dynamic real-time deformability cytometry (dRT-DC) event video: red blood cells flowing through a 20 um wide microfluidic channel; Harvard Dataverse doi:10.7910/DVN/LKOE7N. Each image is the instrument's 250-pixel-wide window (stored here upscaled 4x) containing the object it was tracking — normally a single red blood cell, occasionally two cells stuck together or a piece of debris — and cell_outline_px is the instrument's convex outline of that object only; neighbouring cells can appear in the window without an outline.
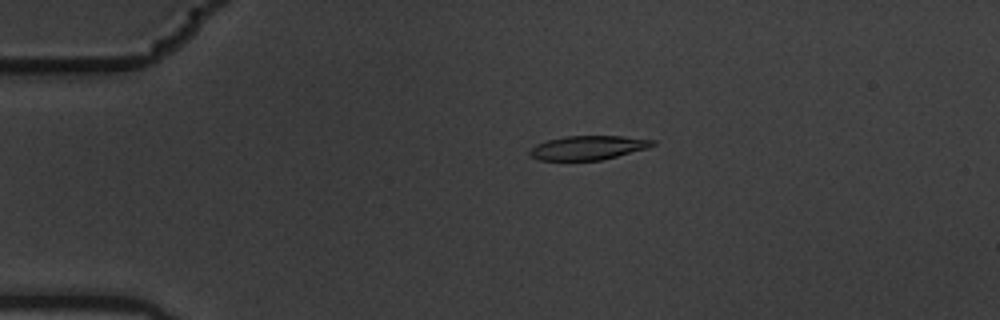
{"species": "common noctule bat (a hibernating species)", "species_latin": "Nyctalus noctula", "temperature_condition": "warm", "stored_images_in_passage": 9, "camera_frame_rate_fps": 3000, "um_per_image_px": 0.085, "animal": {"sex": "male", "body_mass_g": 19.5, "forearm_length_mm": 54.6}, "frame": {"image": 1, "passage_image": 4, "time_ms": 1.0, "image_size_px": [1000, 320], "cell_outline_px": [[656, 144], [648, 148], [600, 160], [540, 160], [532, 156], [528, 152], [536, 144], [548, 140], [564, 136], [624, 136], [656, 140]], "centroid_in_image_um": [50.01, 12.54], "position_along_channel_um": 35.0, "area_um2": 17.11}}
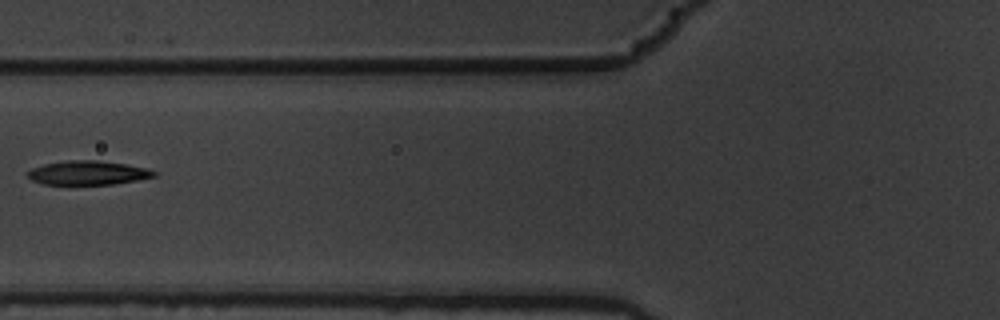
{"frame": {"image": 2, "passage_image": 7, "time_ms": 2.0, "image_size_px": [1000, 320], "cell_outline_px": [[156, 176], [136, 180], [112, 184], [44, 184], [32, 180], [28, 176], [28, 172], [32, 168], [44, 164], [68, 160], [96, 160], [124, 164], [148, 168], [156, 172]], "centroid_in_image_um": [7.48, 14.68], "position_along_channel_um": 118.3, "area_um2": 17.46}}
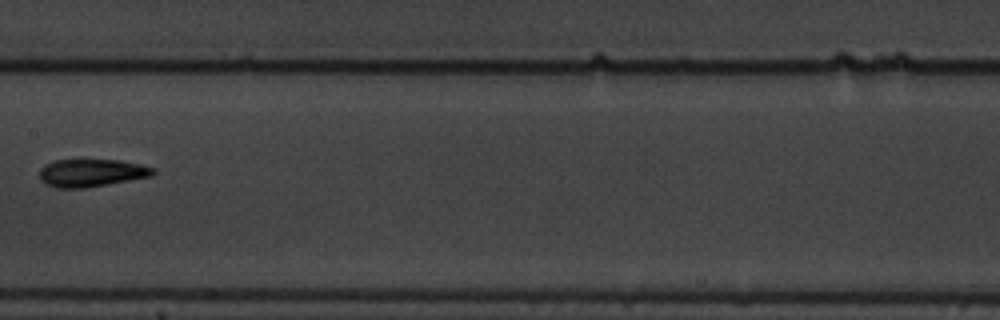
{"frame": {"image": 3, "passage_image": 9, "time_ms": 2.667, "image_size_px": [1000, 320], "cell_outline_px": [[156, 172], [152, 176], [84, 188], [56, 188], [44, 184], [40, 180], [40, 168], [44, 164], [56, 160], [120, 160], [140, 164], [156, 168]], "centroid_in_image_um": [7.76, 14.69], "position_along_channel_um": 199.6, "area_um2": 18.44}}